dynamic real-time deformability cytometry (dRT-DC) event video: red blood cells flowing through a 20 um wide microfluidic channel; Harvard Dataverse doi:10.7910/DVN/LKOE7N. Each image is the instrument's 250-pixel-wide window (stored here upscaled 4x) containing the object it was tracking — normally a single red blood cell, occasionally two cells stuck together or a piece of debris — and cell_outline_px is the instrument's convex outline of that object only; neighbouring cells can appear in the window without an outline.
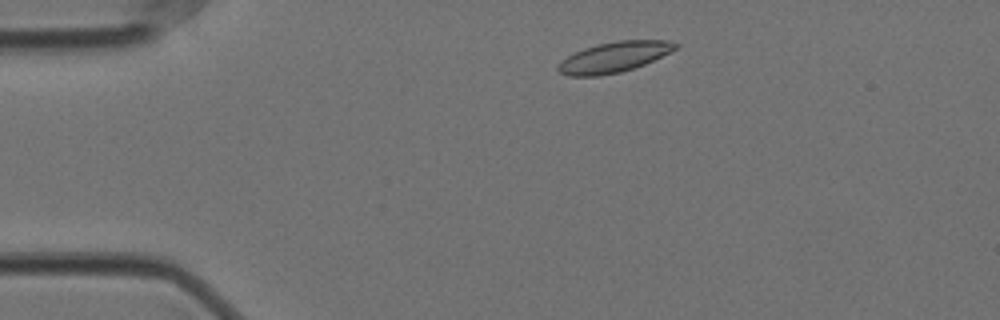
{"species": "Egyptian fruit bat (a non-hibernating species)", "species_latin": "Rousettus aegyptiacus", "temperature_condition": "cold", "stored_images_in_passage": 51, "camera_frame_rate_fps": 3000, "um_per_image_px": 0.085, "animal": {"sex": "female"}, "frame": {"image": 1, "passage_image": 5, "time_ms": 1.333, "image_size_px": [1000, 320], "cell_outline_px": [[680, 48], [644, 64], [620, 72], [596, 76], [568, 76], [560, 72], [556, 68], [556, 64], [560, 60], [584, 48], [596, 44], [616, 40], [668, 40], [680, 44]], "centroid_in_image_um": [52.2, 4.84], "position_along_channel_um": 32.8, "area_um2": 20.98}}
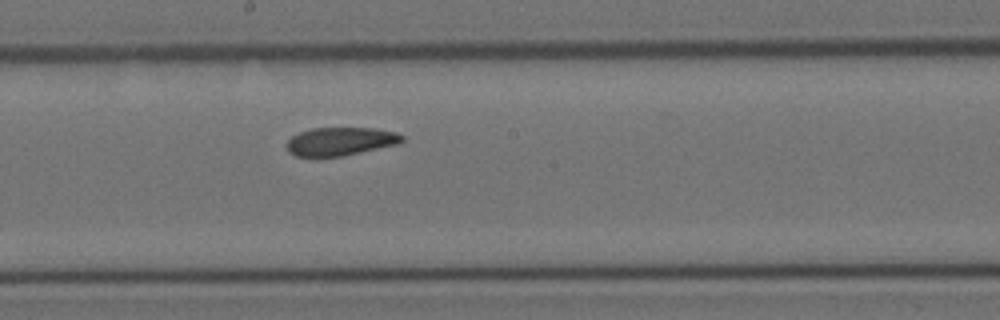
{"frame": {"image": 2, "passage_image": 25, "time_ms": 8.0, "image_size_px": [1000, 320], "cell_outline_px": [[404, 140], [400, 144], [340, 156], [296, 156], [288, 152], [288, 140], [292, 136], [300, 132], [312, 128], [376, 128], [396, 132], [404, 136]], "centroid_in_image_um": [28.98, 12.01], "position_along_channel_um": 219.2, "area_um2": 18.9}}
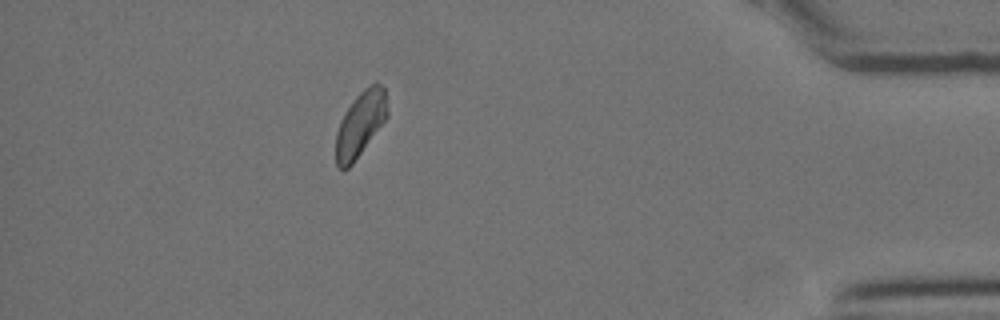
{"frame": {"image": 3, "passage_image": 45, "time_ms": 14.667, "image_size_px": [1000, 320], "cell_outline_px": [[388, 116], [352, 164], [348, 168], [336, 168], [336, 132], [344, 112], [356, 96], [364, 88], [376, 80], [384, 88], [388, 112]], "centroid_in_image_um": [30.62, 10.51], "position_along_channel_um": 404.6, "area_um2": 19.36}, "authors_computed_cell_mechanics": {"area_um2": 20.0566, "velocity_mm_per_s": 3.4938, "shape_relaxation_time_tau1_ms": 9.9291, "shape_relaxation_time_tau2_ms": 9.0669, "deformation_change_tau1": 0.1336, "deformation_change_tau2": 0.0935}}